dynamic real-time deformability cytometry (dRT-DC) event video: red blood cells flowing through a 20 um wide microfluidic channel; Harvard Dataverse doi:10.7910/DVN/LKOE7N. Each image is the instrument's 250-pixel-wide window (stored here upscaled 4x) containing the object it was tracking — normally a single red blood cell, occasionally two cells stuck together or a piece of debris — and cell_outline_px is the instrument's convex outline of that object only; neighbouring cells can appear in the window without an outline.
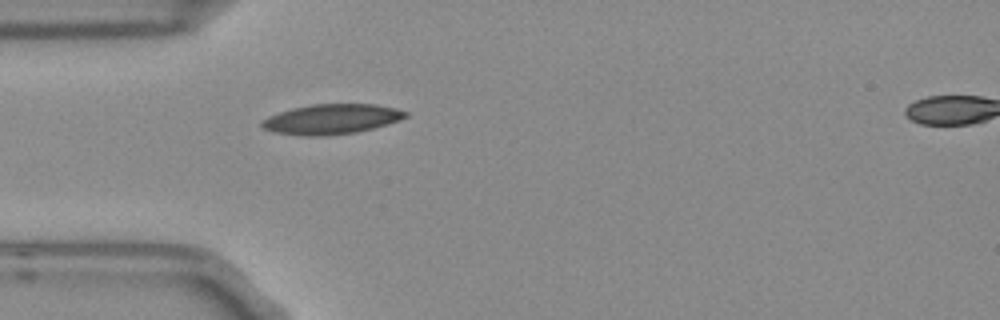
{"species": "Egyptian fruit bat (a non-hibernating species)", "species_latin": "Rousettus aegyptiacus", "temperature_condition": "room temperature", "stored_images_in_passage": 5, "segment_of_instrument_passage": [1, 2], "camera_frame_rate_fps": 3000, "um_per_image_px": 0.085, "frame": {"image": 1, "passage_image": 4, "time_ms": 1.0, "image_size_px": [1000, 320], "cell_outline_px": [[408, 116], [400, 120], [388, 124], [356, 132], [324, 136], [308, 136], [272, 132], [264, 128], [260, 124], [260, 120], [268, 116], [292, 108], [312, 104], [376, 104], [396, 108], [408, 112]], "centroid_in_image_um": [28.18, 10.12], "position_along_channel_um": 56.8, "area_um2": 25.2}}